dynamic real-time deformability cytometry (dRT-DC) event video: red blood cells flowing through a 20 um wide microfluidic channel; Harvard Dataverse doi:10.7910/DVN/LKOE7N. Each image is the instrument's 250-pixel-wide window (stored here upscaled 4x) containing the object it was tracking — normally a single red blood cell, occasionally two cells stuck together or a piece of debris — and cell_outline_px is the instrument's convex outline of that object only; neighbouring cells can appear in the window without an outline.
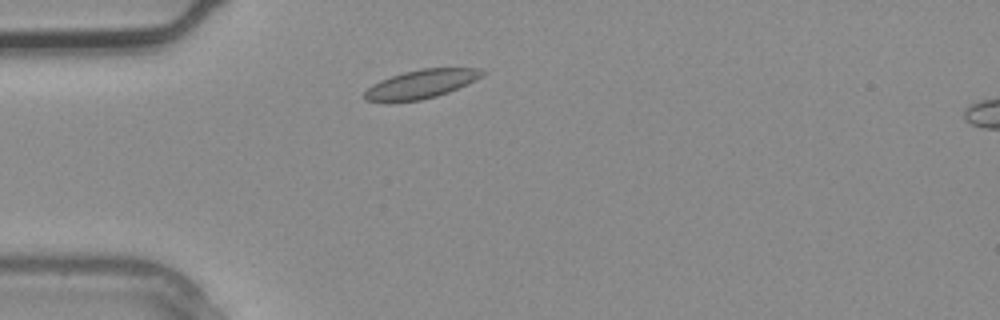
{"species": "common noctule bat (a hibernating species)", "species_latin": "Nyctalus noctula", "temperature_condition": "warm", "stored_images_in_passage": 2, "camera_frame_rate_fps": 3000, "um_per_image_px": 0.085, "animal": {"sex": "male", "body_mass_g": 20.4}, "frame": {"image": 1, "passage_image": 1, "time_ms": 0.0, "image_size_px": [1000, 320], "cell_outline_px": [[488, 72], [484, 76], [468, 84], [448, 92], [436, 96], [420, 100], [388, 104], [384, 104], [364, 100], [364, 92], [372, 84], [380, 80], [404, 72], [420, 68], [480, 68]], "centroid_in_image_um": [35.77, 7.17], "position_along_channel_um": 49.2, "area_um2": 20.29}}